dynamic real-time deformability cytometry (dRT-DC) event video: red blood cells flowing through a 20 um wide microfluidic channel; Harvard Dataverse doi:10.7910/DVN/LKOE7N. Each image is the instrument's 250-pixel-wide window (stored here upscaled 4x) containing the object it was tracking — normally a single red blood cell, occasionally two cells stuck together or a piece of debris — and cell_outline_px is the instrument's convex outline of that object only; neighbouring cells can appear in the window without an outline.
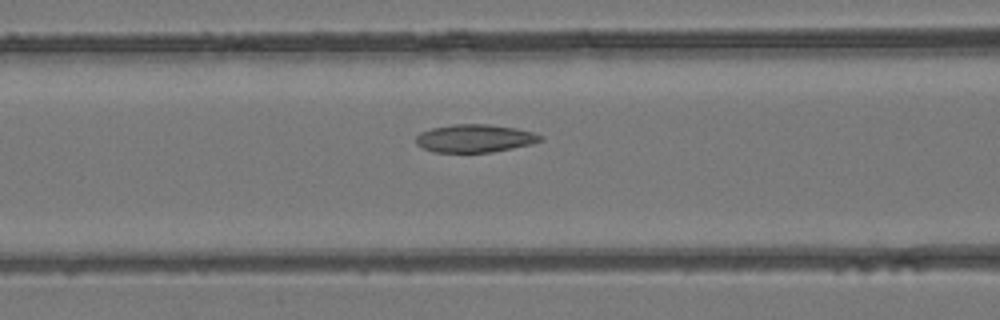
{"species": "common noctule bat (a hibernating species)", "species_latin": "Nyctalus noctula", "temperature_condition": "room temperature", "stored_images_in_passage": 6, "camera_frame_rate_fps": 3000, "um_per_image_px": 0.085, "animal": {"sex": "female", "body_mass_g": 24.6, "forearm_length_mm": 56.2}, "frame": {"image": 1, "passage_image": 6, "time_ms": 6.667, "image_size_px": [1000, 320], "cell_outline_px": [[544, 140], [532, 144], [492, 152], [432, 152], [416, 144], [416, 136], [420, 132], [432, 128], [452, 124], [488, 124], [516, 128], [532, 132], [544, 136]], "centroid_in_image_um": [40.37, 11.76], "position_along_channel_um": 126.2, "area_um2": 20.35}}